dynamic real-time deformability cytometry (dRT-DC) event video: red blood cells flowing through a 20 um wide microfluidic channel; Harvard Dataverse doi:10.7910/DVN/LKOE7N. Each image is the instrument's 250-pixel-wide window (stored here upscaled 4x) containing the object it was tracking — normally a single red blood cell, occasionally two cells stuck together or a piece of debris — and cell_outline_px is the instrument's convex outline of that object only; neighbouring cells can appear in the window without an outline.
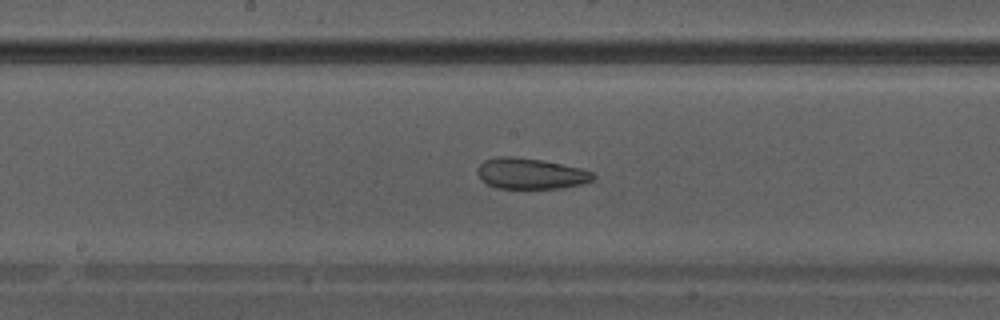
{"species": "Egyptian fruit bat (a non-hibernating species)", "species_latin": "Rousettus aegyptiacus", "temperature_condition": "warm", "stored_images_in_passage": 32, "camera_frame_rate_fps": 3000, "um_per_image_px": 0.085, "animal": {"sex": "male"}, "frame": {"image": 1, "passage_image": 14, "time_ms": 4.333, "image_size_px": [1000, 320], "cell_outline_px": [[596, 176], [592, 180], [580, 184], [560, 188], [496, 188], [480, 180], [476, 172], [476, 168], [484, 160], [496, 156], [512, 156], [544, 160], [584, 168], [592, 172]], "centroid_in_image_um": [45.08, 14.74], "position_along_channel_um": 203.1, "area_um2": 21.1}}